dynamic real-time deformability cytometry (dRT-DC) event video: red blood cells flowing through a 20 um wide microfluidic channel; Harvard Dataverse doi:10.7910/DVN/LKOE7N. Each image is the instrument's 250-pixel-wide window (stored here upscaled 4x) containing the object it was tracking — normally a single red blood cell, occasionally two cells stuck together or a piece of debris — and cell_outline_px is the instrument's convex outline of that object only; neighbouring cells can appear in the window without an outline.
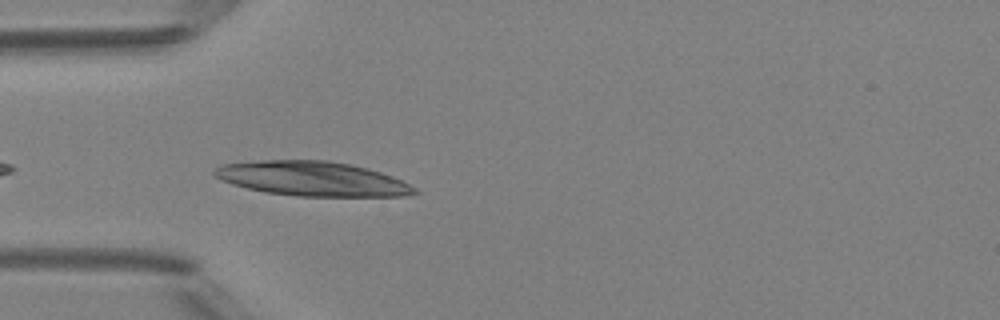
{"species": "Egyptian fruit bat (a non-hibernating species)", "species_latin": "Rousettus aegyptiacus", "temperature_condition": "room temperature", "stored_images_in_passage": 34, "camera_frame_rate_fps": 3000, "um_per_image_px": 0.085, "animal": {"sex": "female"}, "frame": {"image": 1, "passage_image": 2, "time_ms": 0.333, "image_size_px": [1000, 320], "cell_outline_px": [[420, 192], [404, 196], [300, 196], [264, 192], [232, 184], [216, 176], [212, 172], [212, 168], [220, 164], [260, 160], [328, 160], [368, 168], [392, 176], [416, 188]], "centroid_in_image_um": [26.52, 15.18], "position_along_channel_um": 58.5, "area_um2": 40.17}}
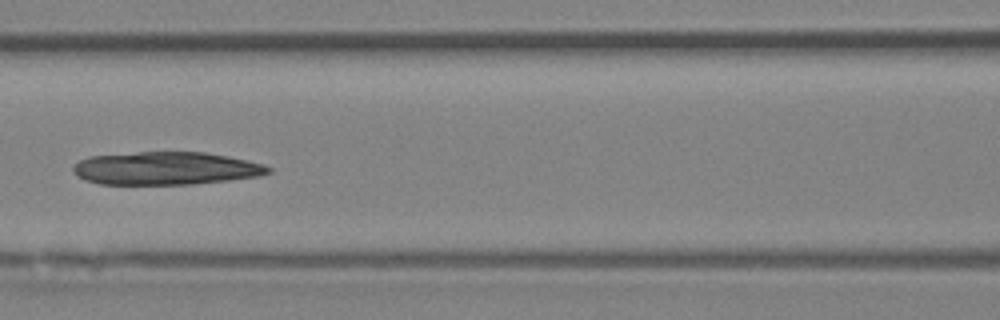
{"frame": {"image": 2, "passage_image": 9, "time_ms": 2.667, "image_size_px": [1000, 320], "cell_outline_px": [[272, 172], [260, 176], [228, 180], [192, 184], [100, 184], [84, 180], [76, 176], [72, 168], [80, 160], [88, 156], [140, 152], [204, 152], [228, 156], [264, 164], [272, 168]], "centroid_in_image_um": [14.1, 14.31], "position_along_channel_um": 152.5, "area_um2": 37.51}}
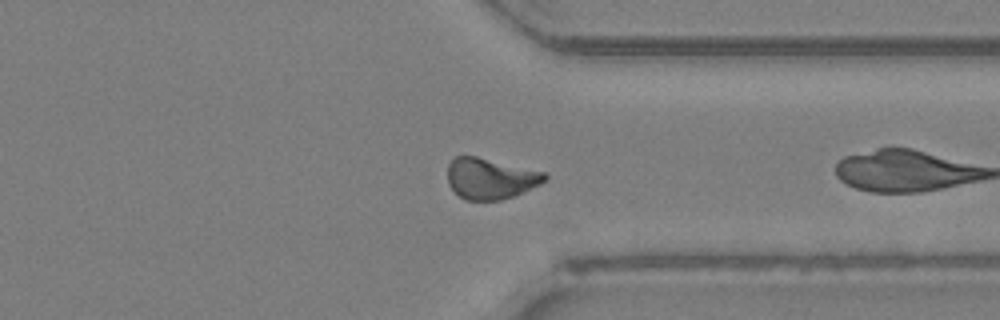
{"frame": {"image": 3, "passage_image": 22, "time_ms": 7.0, "image_size_px": [1000, 320], "cell_outline_px": [[548, 180], [524, 192], [500, 200], [464, 200], [448, 184], [448, 164], [456, 156], [476, 156], [544, 172], [548, 176]], "centroid_in_image_um": [41.69, 15.18], "position_along_channel_um": 369.7, "area_um2": 23.06}}